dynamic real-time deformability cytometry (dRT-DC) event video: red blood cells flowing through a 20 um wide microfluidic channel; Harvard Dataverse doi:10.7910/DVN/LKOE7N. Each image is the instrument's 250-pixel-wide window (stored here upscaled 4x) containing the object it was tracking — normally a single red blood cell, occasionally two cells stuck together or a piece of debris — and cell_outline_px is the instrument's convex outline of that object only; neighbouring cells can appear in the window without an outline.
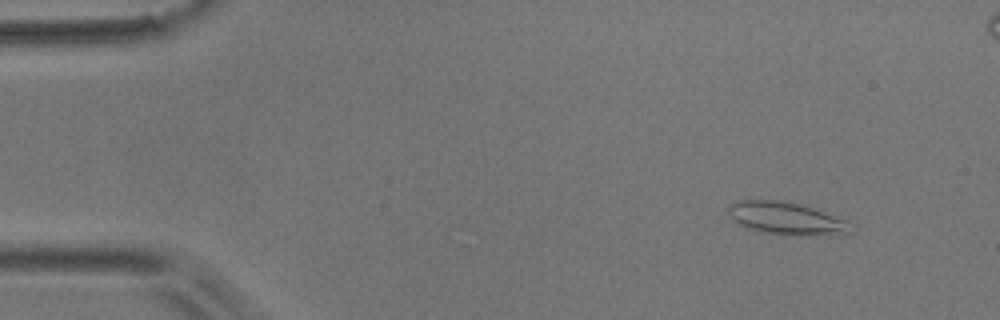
{"species": "common noctule bat (a hibernating species)", "species_latin": "Nyctalus noctula", "temperature_condition": "room temperature", "stored_images_in_passage": 55, "camera_frame_rate_fps": 3000, "um_per_image_px": 0.085, "animal": {"sex": "male", "body_mass_g": 17.9}, "frame": {"image": 1, "passage_image": 5, "time_ms": 1.333, "image_size_px": [1000, 320], "cell_outline_px": [[856, 228], [852, 236], [796, 236], [764, 232], [748, 228], [740, 224], [728, 212], [728, 204], [736, 200], [784, 200], [804, 204], [848, 220]], "centroid_in_image_um": [67.04, 18.59], "position_along_channel_um": 18.0, "area_um2": 24.28}}
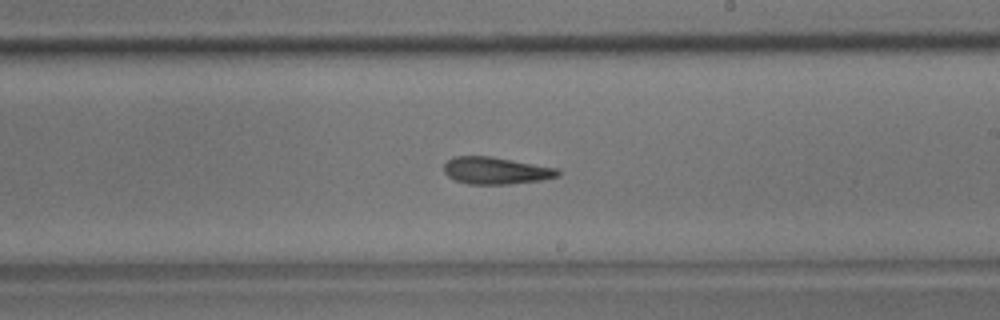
{"frame": {"image": 2, "passage_image": 31, "time_ms": 10.0, "image_size_px": [1000, 320], "cell_outline_px": [[560, 176], [544, 180], [508, 184], [468, 184], [456, 180], [448, 176], [444, 172], [444, 164], [452, 156], [492, 156], [560, 168]], "centroid_in_image_um": [42.2, 14.49], "position_along_channel_um": 246.8, "area_um2": 18.26}}
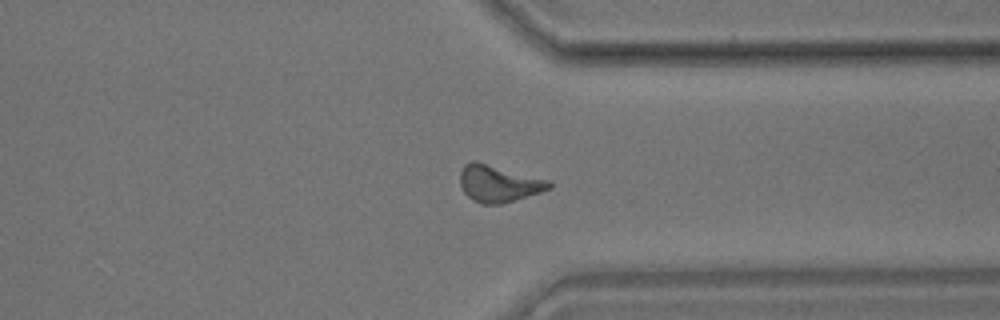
{"frame": {"image": 3, "passage_image": 41, "time_ms": 13.333, "image_size_px": [1000, 320], "cell_outline_px": [[552, 188], [540, 192], [500, 204], [480, 204], [472, 200], [464, 192], [460, 184], [460, 172], [464, 164], [472, 160], [476, 160], [552, 180]], "centroid_in_image_um": [42.39, 15.58], "position_along_channel_um": 369.0, "area_um2": 19.42}, "authors_computed_cell_mechanics": {"area_um2": 18.5538, "velocity_mm_per_s": 3.6968, "shape_relaxation_time_tau1_ms": null, "shape_relaxation_time_tau2_ms": 5.7936, "deformation_change_tau1": null, "deformation_change_tau2": 0.1788}}